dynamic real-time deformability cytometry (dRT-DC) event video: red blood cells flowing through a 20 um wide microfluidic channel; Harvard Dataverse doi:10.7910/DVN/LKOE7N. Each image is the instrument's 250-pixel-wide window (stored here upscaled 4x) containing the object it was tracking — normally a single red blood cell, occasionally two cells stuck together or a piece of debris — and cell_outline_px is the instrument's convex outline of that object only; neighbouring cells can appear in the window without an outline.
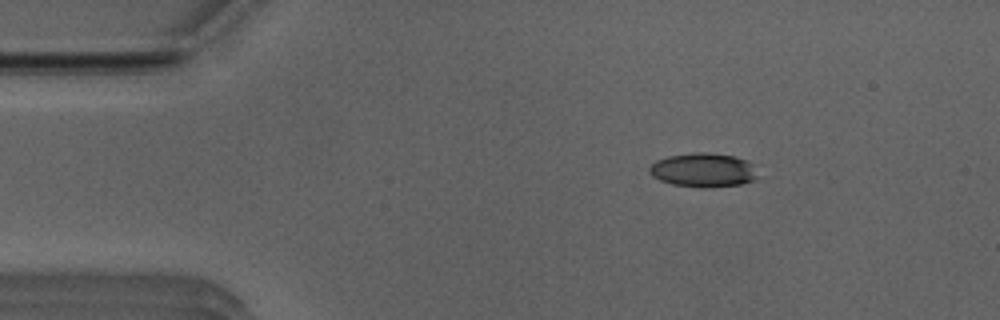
{"species": "Egyptian fruit bat (a non-hibernating species)", "species_latin": "Rousettus aegyptiacus", "temperature_condition": "room temperature", "stored_images_in_passage": 37, "camera_frame_rate_fps": 3000, "um_per_image_px": 0.085, "animal": {"sex": "male"}, "frame": {"image": 1, "passage_image": 1, "time_ms": 0.0, "image_size_px": [1000, 320], "cell_outline_px": [[756, 180], [740, 184], [704, 188], [700, 188], [672, 184], [660, 180], [652, 176], [648, 172], [648, 168], [656, 160], [668, 156], [696, 152], [704, 152], [736, 156], [748, 160], [752, 164], [756, 176]], "centroid_in_image_um": [59.76, 14.45], "position_along_channel_um": 25.2, "area_um2": 21.56}}
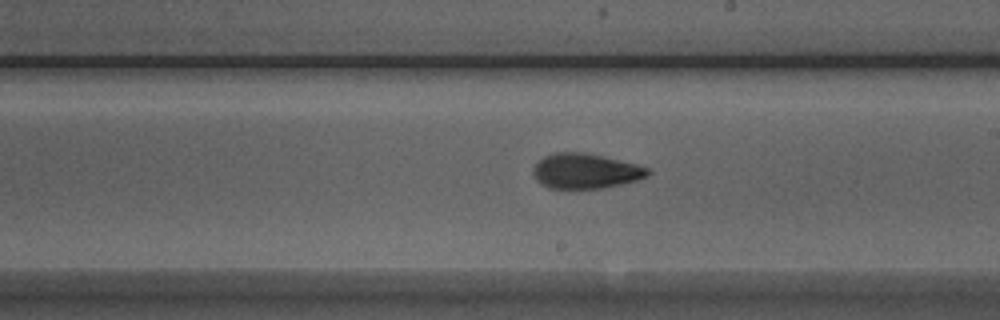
{"frame": {"image": 2, "passage_image": 22, "time_ms": 7.0, "image_size_px": [1000, 320], "cell_outline_px": [[652, 172], [648, 176], [636, 180], [620, 184], [600, 188], [548, 188], [540, 184], [536, 180], [532, 172], [532, 168], [544, 156], [556, 152], [584, 152], [604, 156], [636, 164], [648, 168]], "centroid_in_image_um": [49.75, 14.53], "position_along_channel_um": 239.3, "area_um2": 23.41}}
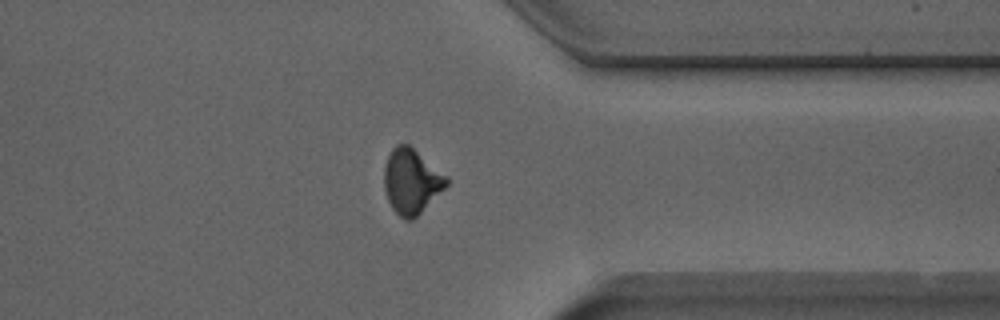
{"frame": {"image": 3, "passage_image": 33, "time_ms": 10.667, "image_size_px": [1000, 320], "cell_outline_px": [[448, 184], [412, 220], [404, 220], [392, 208], [388, 200], [384, 188], [384, 168], [388, 156], [392, 148], [396, 144], [408, 144], [448, 176]], "centroid_in_image_um": [34.95, 15.39], "position_along_channel_um": 376.4, "area_um2": 23.29}, "authors_computed_cell_mechanics": {"area_um2": 23.12, "velocity_mm_per_s": 3.9478, "shape_relaxation_time_tau1_ms": 4.56, "shape_relaxation_time_tau2_ms": 2.1069, "deformation_change_tau1": 0.1589, "deformation_change_tau2": 0.0875}}